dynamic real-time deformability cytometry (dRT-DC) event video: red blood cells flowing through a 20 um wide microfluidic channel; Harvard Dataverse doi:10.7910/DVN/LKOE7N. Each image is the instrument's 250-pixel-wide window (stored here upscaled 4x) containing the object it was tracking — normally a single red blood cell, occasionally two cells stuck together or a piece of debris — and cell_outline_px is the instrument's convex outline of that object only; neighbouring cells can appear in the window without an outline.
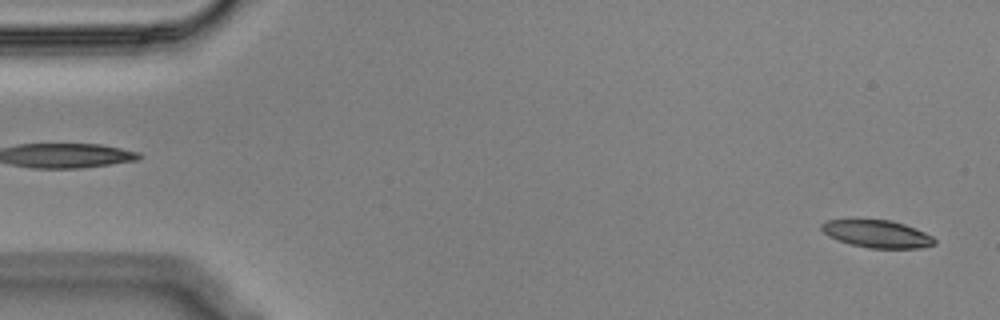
{"species": "Egyptian fruit bat (a non-hibernating species)", "species_latin": "Rousettus aegyptiacus", "temperature_condition": "cold", "stored_images_in_passage": 56, "camera_frame_rate_fps": 3000, "um_per_image_px": 0.085, "animal": {"sex": "male"}, "frame": {"image": 1, "passage_image": 2, "time_ms": 0.333, "image_size_px": [1000, 320], "cell_outline_px": [[936, 244], [920, 248], [868, 248], [852, 244], [828, 236], [820, 228], [820, 224], [828, 220], [892, 220], [904, 224], [924, 232], [932, 236], [936, 240]], "centroid_in_image_um": [74.57, 19.88], "position_along_channel_um": 10.4, "area_um2": 17.92}}
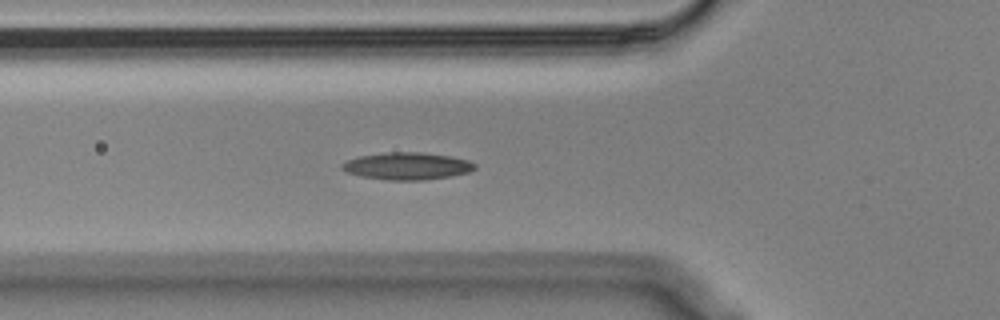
{"frame": {"image": 2, "passage_image": 19, "time_ms": 6.0, "image_size_px": [1000, 320], "cell_outline_px": [[476, 168], [468, 172], [452, 176], [424, 180], [388, 180], [360, 176], [348, 172], [340, 168], [340, 164], [348, 160], [360, 156], [384, 152], [424, 152], [452, 156], [468, 160], [476, 164]], "centroid_in_image_um": [34.62, 14.11], "position_along_channel_um": 91.2, "area_um2": 21.21}}
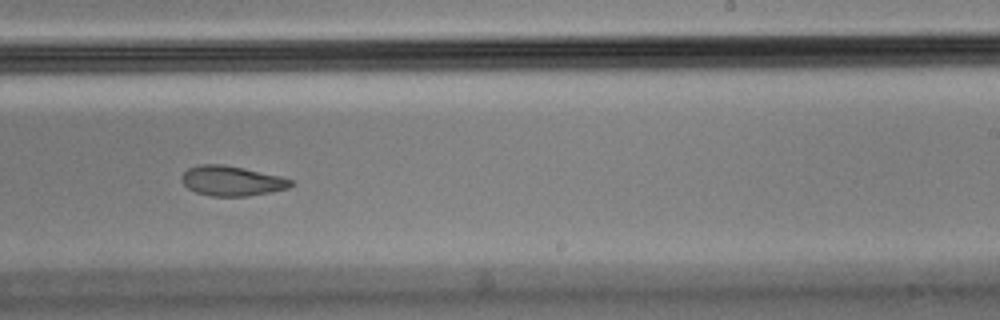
{"frame": {"image": 3, "passage_image": 34, "time_ms": 11.0, "image_size_px": [1000, 320], "cell_outline_px": [[292, 184], [288, 188], [272, 192], [248, 196], [212, 196], [196, 192], [188, 188], [180, 180], [180, 176], [188, 168], [200, 164], [224, 164], [244, 168], [280, 176], [292, 180]], "centroid_in_image_um": [19.67, 15.37], "position_along_channel_um": 269.3, "area_um2": 19.07}, "authors_computed_cell_mechanics": {"area_um2": 19.7387, "velocity_mm_per_s": 3.5536, "shape_relaxation_time_tau1_ms": null, "shape_relaxation_time_tau2_ms": 3.6438, "deformation_change_tau1": null, "deformation_change_tau2": 0.093}}